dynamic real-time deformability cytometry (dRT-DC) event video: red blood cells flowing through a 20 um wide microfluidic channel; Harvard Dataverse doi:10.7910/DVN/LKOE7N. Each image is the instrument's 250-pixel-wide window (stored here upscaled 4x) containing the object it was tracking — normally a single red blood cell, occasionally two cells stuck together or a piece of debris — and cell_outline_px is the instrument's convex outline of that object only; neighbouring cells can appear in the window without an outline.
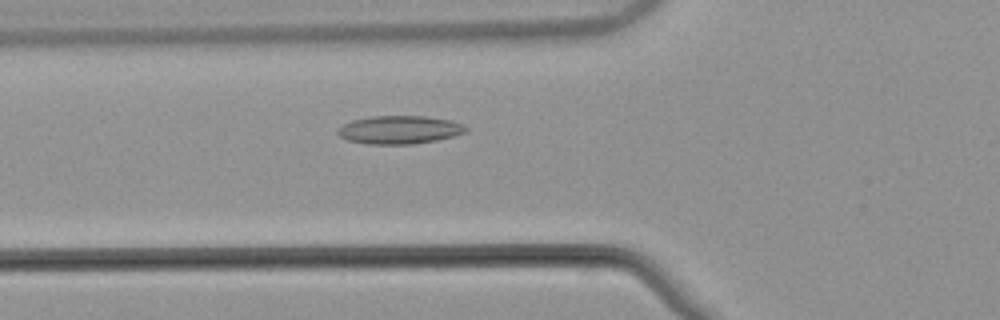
{"species": "common noctule bat (a hibernating species)", "species_latin": "Nyctalus noctula", "temperature_condition": "warm", "stored_images_in_passage": 52, "camera_frame_rate_fps": 3000, "um_per_image_px": 0.085, "animal": {"sex": "male", "body_mass_g": 21.5, "forearm_length_mm": 52.0}, "frame": {"image": 1, "passage_image": 18, "time_ms": 5.667, "image_size_px": [1000, 320], "cell_outline_px": [[468, 132], [456, 136], [436, 140], [412, 144], [368, 144], [348, 140], [340, 136], [336, 132], [336, 128], [352, 120], [372, 116], [424, 116], [452, 120], [464, 124], [468, 128]], "centroid_in_image_um": [33.99, 11.03], "position_along_channel_um": 91.8, "area_um2": 21.27}}
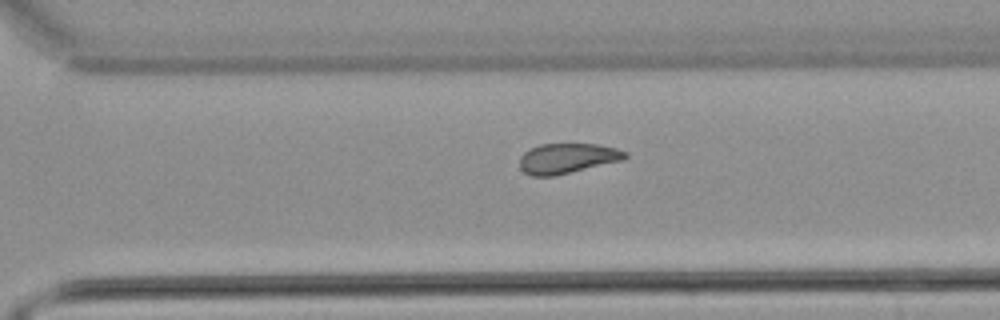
{"frame": {"image": 2, "passage_image": 36, "time_ms": 11.667, "image_size_px": [1000, 320], "cell_outline_px": [[628, 156], [624, 160], [556, 176], [532, 176], [524, 172], [520, 168], [520, 156], [528, 148], [540, 144], [596, 144], [616, 148], [628, 152]], "centroid_in_image_um": [48.23, 13.46], "position_along_channel_um": 322.4, "area_um2": 18.79}}
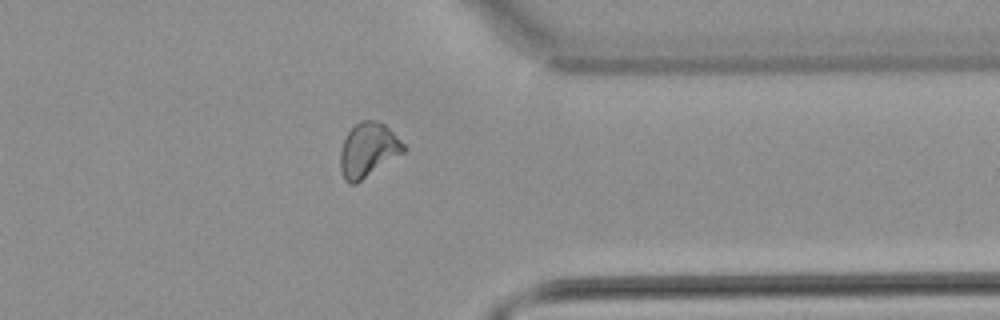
{"frame": {"image": 3, "passage_image": 41, "time_ms": 13.333, "image_size_px": [1000, 320], "cell_outline_px": [[404, 152], [356, 184], [348, 184], [344, 180], [340, 168], [340, 152], [344, 140], [348, 132], [360, 120], [376, 120], [384, 124], [404, 144]], "centroid_in_image_um": [31.26, 12.76], "position_along_channel_um": 380.1, "area_um2": 19.83}, "authors_computed_cell_mechanics": {"area_um2": 19.9699, "velocity_mm_per_s": 3.8399, "shape_relaxation_time_tau1_ms": null, "shape_relaxation_time_tau2_ms": 4.9595, "deformation_change_tau1": null, "deformation_change_tau2": 0.1219}}